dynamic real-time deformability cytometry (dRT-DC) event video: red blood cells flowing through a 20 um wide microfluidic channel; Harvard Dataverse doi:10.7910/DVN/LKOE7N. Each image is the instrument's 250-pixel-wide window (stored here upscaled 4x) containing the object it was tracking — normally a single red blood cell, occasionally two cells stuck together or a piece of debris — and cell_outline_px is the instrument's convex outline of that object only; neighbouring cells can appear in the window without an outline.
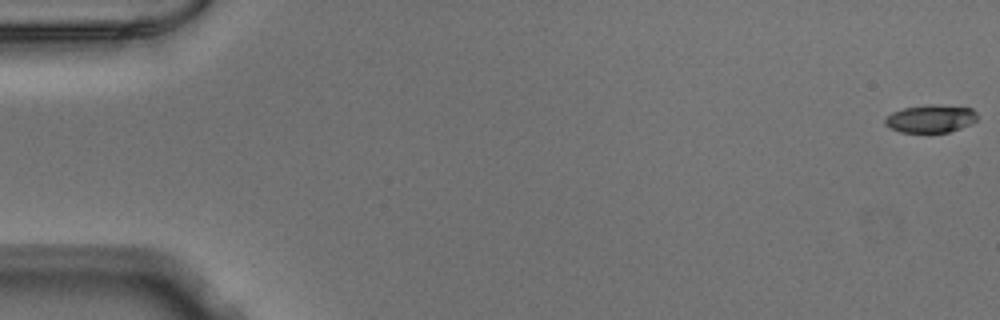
{"species": "Egyptian fruit bat (a non-hibernating species)", "species_latin": "Rousettus aegyptiacus", "temperature_condition": "warm", "stored_images_in_passage": 53, "camera_frame_rate_fps": 3000, "um_per_image_px": 0.085, "animal": {"sex": "male"}, "frame": {"image": 1, "passage_image": 1, "time_ms": 0.0, "image_size_px": [1000, 320], "cell_outline_px": [[976, 120], [960, 128], [948, 132], [900, 132], [888, 128], [884, 124], [884, 120], [892, 112], [904, 108], [928, 104], [936, 104], [972, 108], [976, 112]], "centroid_in_image_um": [79.07, 10.08], "position_along_channel_um": 5.9, "area_um2": 14.91}}
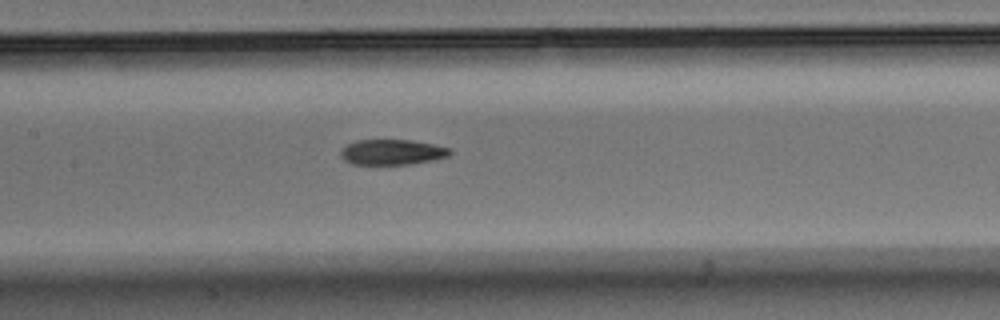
{"frame": {"image": 2, "passage_image": 26, "time_ms": 8.333, "image_size_px": [1000, 320], "cell_outline_px": [[452, 152], [448, 156], [436, 160], [412, 164], [352, 164], [344, 160], [340, 156], [340, 148], [356, 140], [412, 140], [452, 148]], "centroid_in_image_um": [33.34, 12.93], "position_along_channel_um": 174.1, "area_um2": 16.36}}
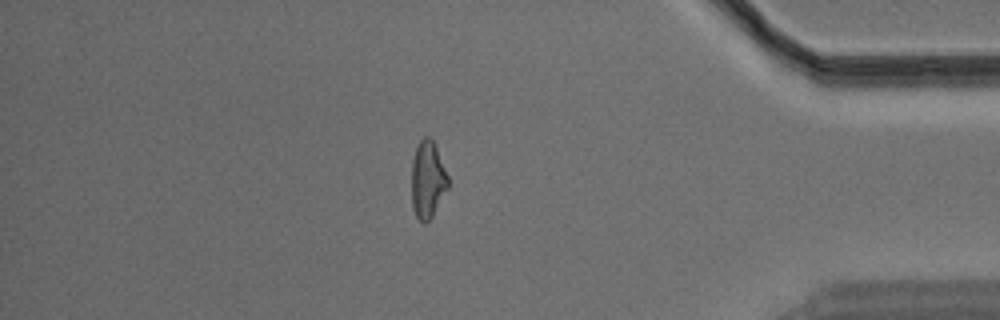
{"frame": {"image": 3, "passage_image": 46, "time_ms": 15.0, "image_size_px": [1000, 320], "cell_outline_px": [[448, 188], [432, 216], [424, 224], [416, 216], [412, 208], [412, 160], [416, 148], [420, 140], [424, 136], [428, 136], [432, 140], [436, 148], [448, 176]], "centroid_in_image_um": [36.34, 15.28], "position_along_channel_um": 398.9, "area_um2": 16.18}}